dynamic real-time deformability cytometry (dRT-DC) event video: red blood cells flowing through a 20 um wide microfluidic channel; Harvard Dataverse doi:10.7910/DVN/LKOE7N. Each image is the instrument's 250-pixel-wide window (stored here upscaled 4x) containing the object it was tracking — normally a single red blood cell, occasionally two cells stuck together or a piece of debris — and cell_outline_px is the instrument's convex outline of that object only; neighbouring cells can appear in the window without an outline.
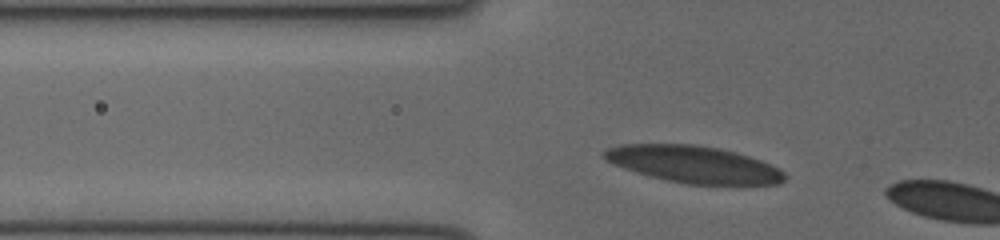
{"species": "human", "species_latin": "Homo sapiens", "temperature_condition": "cold", "stored_images_in_passage": 7, "camera_frame_rate_fps": 3000, "um_per_image_px": 0.085, "donor": {"sex": "female"}, "frame": {"image": 1, "passage_image": 5, "time_ms": 1.333, "image_size_px": [1000, 240], "cell_outline_px": [[784, 180], [780, 184], [744, 188], [688, 184], [668, 180], [636, 172], [624, 168], [608, 160], [604, 156], [604, 152], [608, 148], [620, 144], [696, 144], [736, 152], [772, 164], [780, 168], [784, 172]], "centroid_in_image_um": [59.13, 14.02], "position_along_channel_um": 66.7, "area_um2": 39.71}}